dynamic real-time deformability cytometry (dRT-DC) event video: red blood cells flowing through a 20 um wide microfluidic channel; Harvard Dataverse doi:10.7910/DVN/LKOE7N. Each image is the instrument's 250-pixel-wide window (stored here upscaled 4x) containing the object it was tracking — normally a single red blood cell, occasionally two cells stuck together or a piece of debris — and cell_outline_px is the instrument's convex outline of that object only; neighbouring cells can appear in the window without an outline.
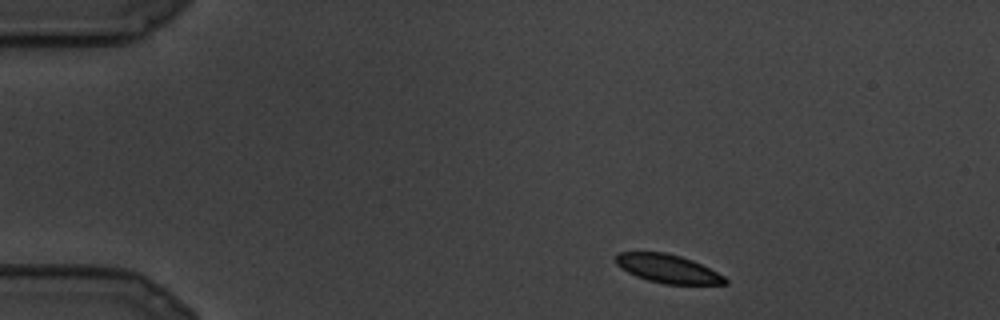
{"species": "common noctule bat (a hibernating species)", "species_latin": "Nyctalus noctula", "temperature_condition": "cold", "stored_images_in_passage": 8, "camera_frame_rate_fps": 3000, "um_per_image_px": 0.085, "animal": {"sex": "male", "body_mass_g": 19.5, "forearm_length_mm": 54.6}, "frame": {"image": 1, "passage_image": 2, "time_ms": 0.333, "image_size_px": [1000, 320], "cell_outline_px": [[728, 284], [664, 284], [648, 280], [636, 276], [620, 268], [616, 264], [616, 256], [620, 252], [664, 252], [680, 256], [692, 260], [724, 276], [728, 280]], "centroid_in_image_um": [56.75, 22.84], "position_along_channel_um": 28.2, "area_um2": 17.98}}
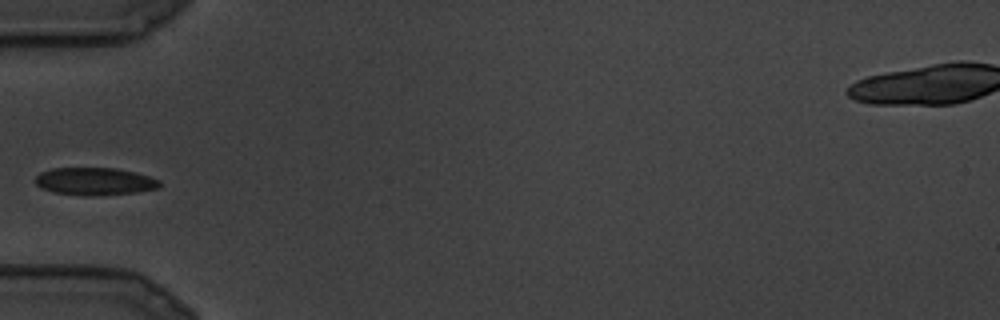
{"frame": {"image": 2, "passage_image": 7, "time_ms": 2.0, "image_size_px": [1000, 320], "cell_outline_px": [[160, 188], [136, 192], [52, 192], [40, 188], [36, 184], [36, 176], [40, 172], [52, 168], [116, 168], [136, 172], [160, 180]], "centroid_in_image_um": [8.06, 15.35], "position_along_channel_um": 76.9, "area_um2": 18.79}}